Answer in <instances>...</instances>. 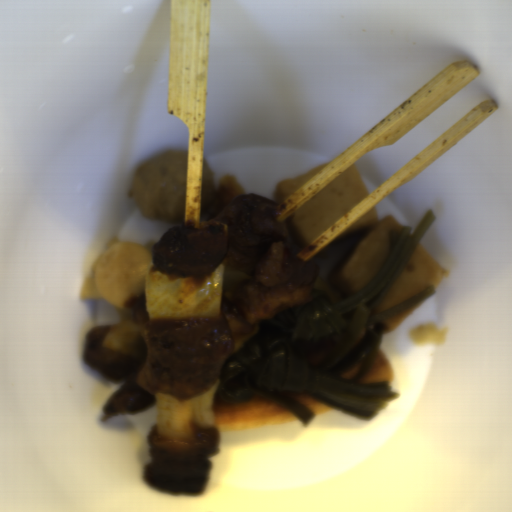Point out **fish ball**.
<instances>
[{"label": "fish ball", "mask_w": 512, "mask_h": 512, "mask_svg": "<svg viewBox=\"0 0 512 512\" xmlns=\"http://www.w3.org/2000/svg\"><path fill=\"white\" fill-rule=\"evenodd\" d=\"M433 295V294H432ZM419 301L418 303L386 318L383 322L386 324L387 329L385 333H389L393 331L396 327H398L410 314H412L415 310H417L421 305H423L426 301H428L431 296Z\"/></svg>", "instance_id": "7c6ef55b"}, {"label": "fish ball", "mask_w": 512, "mask_h": 512, "mask_svg": "<svg viewBox=\"0 0 512 512\" xmlns=\"http://www.w3.org/2000/svg\"><path fill=\"white\" fill-rule=\"evenodd\" d=\"M329 163L320 164L296 178L277 182L275 189L272 193L273 200H274V202H276L277 207L286 198H288L292 193H294L298 188H300L304 183H306L310 178H312L316 173H318L321 169H323Z\"/></svg>", "instance_id": "b283a14b"}, {"label": "fish ball", "mask_w": 512, "mask_h": 512, "mask_svg": "<svg viewBox=\"0 0 512 512\" xmlns=\"http://www.w3.org/2000/svg\"><path fill=\"white\" fill-rule=\"evenodd\" d=\"M369 195L353 162L283 223L290 243L304 249Z\"/></svg>", "instance_id": "53f4d19a"}, {"label": "fish ball", "mask_w": 512, "mask_h": 512, "mask_svg": "<svg viewBox=\"0 0 512 512\" xmlns=\"http://www.w3.org/2000/svg\"><path fill=\"white\" fill-rule=\"evenodd\" d=\"M403 227L389 216L378 218L374 205L331 243L354 239L335 267L329 283L348 298L362 292L376 277L389 253L390 233Z\"/></svg>", "instance_id": "29854b86"}, {"label": "fish ball", "mask_w": 512, "mask_h": 512, "mask_svg": "<svg viewBox=\"0 0 512 512\" xmlns=\"http://www.w3.org/2000/svg\"><path fill=\"white\" fill-rule=\"evenodd\" d=\"M448 275L447 270L419 244L370 316L409 300L429 286L436 290Z\"/></svg>", "instance_id": "745d8928"}]
</instances>
